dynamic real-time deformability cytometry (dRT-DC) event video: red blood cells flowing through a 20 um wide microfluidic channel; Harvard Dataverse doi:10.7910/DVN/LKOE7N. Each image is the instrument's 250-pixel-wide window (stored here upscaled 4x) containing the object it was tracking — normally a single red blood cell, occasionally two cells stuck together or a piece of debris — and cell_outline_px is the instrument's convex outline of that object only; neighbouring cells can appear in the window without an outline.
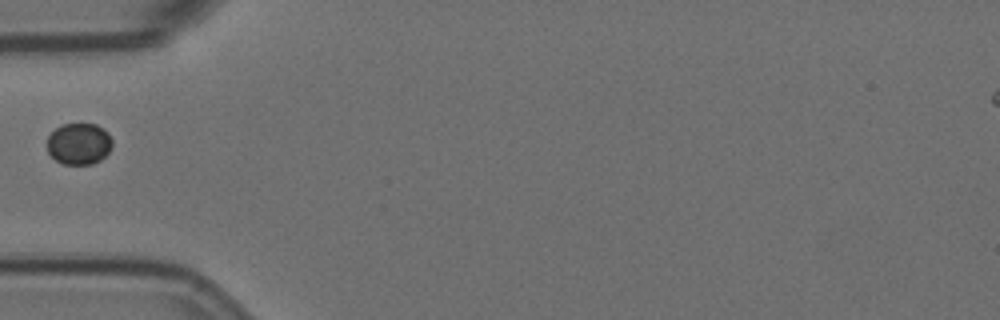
{"species": "Egyptian fruit bat (a non-hibernating species)", "species_latin": "Rousettus aegyptiacus", "temperature_condition": "room temperature", "stored_images_in_passage": 5, "camera_frame_rate_fps": 3000, "um_per_image_px": 0.085, "animal": {"sex": "female"}, "frame": {"image": 1, "passage_image": 4, "time_ms": 1.0, "image_size_px": [1000, 320], "cell_outline_px": [[112, 144], [108, 152], [100, 160], [92, 164], [64, 164], [56, 160], [48, 152], [48, 136], [60, 124], [96, 124], [104, 128], [108, 132], [112, 140]], "centroid_in_image_um": [6.72, 12.21], "position_along_channel_um": 78.3, "area_um2": 15.72}}
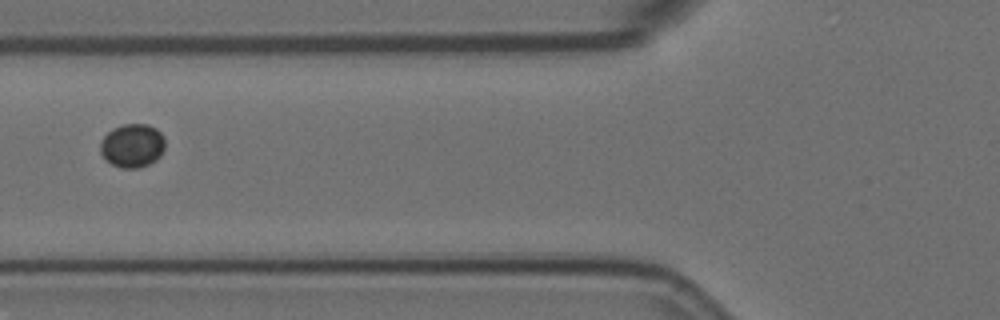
{"frame": {"image": 2, "passage_image": 5, "time_ms": 1.333, "image_size_px": [1000, 320], "cell_outline_px": [[164, 148], [160, 156], [156, 160], [140, 168], [120, 168], [112, 164], [100, 152], [100, 140], [112, 128], [124, 124], [148, 124], [156, 128], [164, 136]], "centroid_in_image_um": [11.25, 12.37], "position_along_channel_um": 114.5, "area_um2": 16.53}}